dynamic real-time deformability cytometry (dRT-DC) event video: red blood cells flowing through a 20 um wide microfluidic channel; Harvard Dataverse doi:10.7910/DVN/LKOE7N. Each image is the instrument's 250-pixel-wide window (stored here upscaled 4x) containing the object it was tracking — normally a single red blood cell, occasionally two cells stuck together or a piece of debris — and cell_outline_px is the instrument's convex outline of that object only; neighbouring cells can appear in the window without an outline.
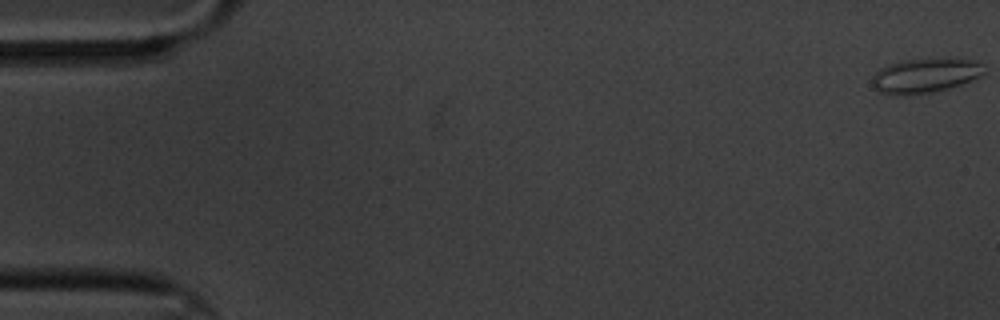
{"species": "common noctule bat (a hibernating species)", "species_latin": "Nyctalus noctula", "temperature_condition": "cold", "stored_images_in_passage": 61, "camera_frame_rate_fps": 3000, "um_per_image_px": 0.085, "animal": {"sex": "male", "body_mass_g": 20.1, "forearm_length_mm": 53.5}, "frame": {"image": 1, "passage_image": 1, "time_ms": 0.0, "image_size_px": [1000, 320], "cell_outline_px": [[984, 72], [980, 76], [960, 84], [948, 88], [932, 92], [880, 92], [872, 84], [872, 76], [880, 68], [888, 64], [900, 60], [948, 56], [972, 60], [980, 64]], "centroid_in_image_um": [78.67, 6.33], "position_along_channel_um": 6.3, "area_um2": 22.14}}
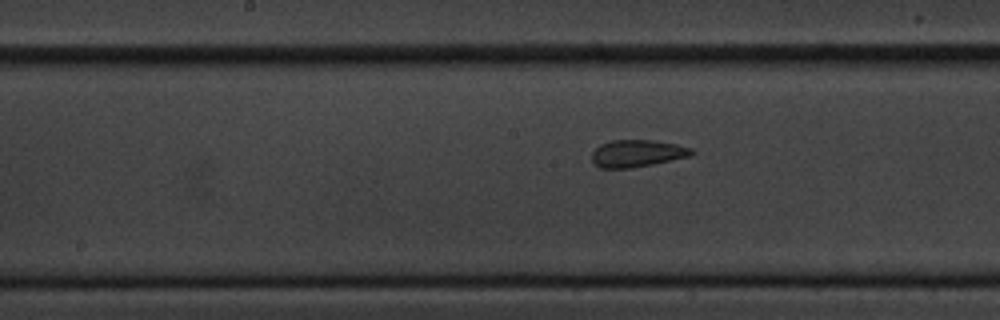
{"frame": {"image": 2, "passage_image": 31, "time_ms": 10.0, "image_size_px": [1000, 320], "cell_outline_px": [[696, 152], [688, 156], [672, 160], [632, 168], [600, 168], [592, 160], [592, 152], [600, 144], [612, 140], [652, 140], [676, 144], [692, 148]], "centroid_in_image_um": [54.15, 13.03], "position_along_channel_um": 194.0, "area_um2": 15.72}}
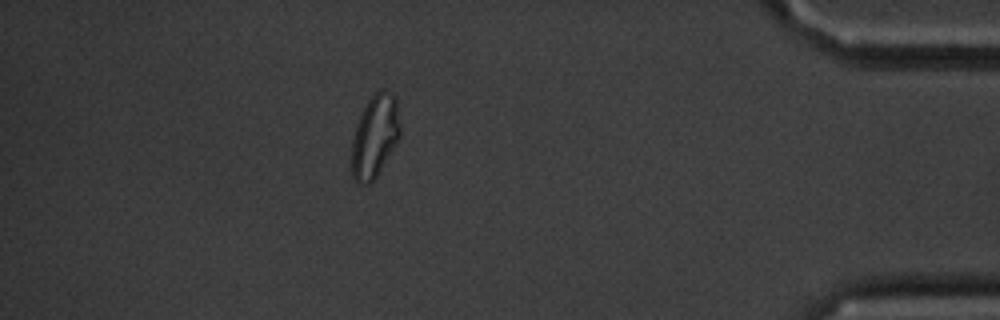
{"frame": {"image": 3, "passage_image": 54, "time_ms": 17.667, "image_size_px": [1000, 320], "cell_outline_px": [[400, 136], [396, 144], [372, 184], [356, 184], [352, 176], [352, 140], [360, 116], [368, 100], [380, 88], [384, 88], [392, 92], [396, 96], [400, 124]], "centroid_in_image_um": [31.88, 11.58], "position_along_channel_um": 403.3, "area_um2": 23.52}, "authors_computed_cell_mechanics": {"area_um2": 17.8602, "velocity_mm_per_s": 3.3107, "shape_relaxation_time_tau1_ms": null, "shape_relaxation_time_tau2_ms": 1.4378, "deformation_change_tau1": null, "deformation_change_tau2": 0.0561}}